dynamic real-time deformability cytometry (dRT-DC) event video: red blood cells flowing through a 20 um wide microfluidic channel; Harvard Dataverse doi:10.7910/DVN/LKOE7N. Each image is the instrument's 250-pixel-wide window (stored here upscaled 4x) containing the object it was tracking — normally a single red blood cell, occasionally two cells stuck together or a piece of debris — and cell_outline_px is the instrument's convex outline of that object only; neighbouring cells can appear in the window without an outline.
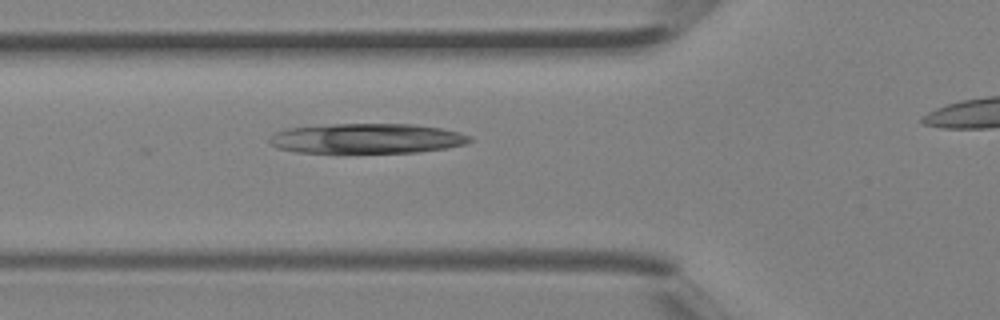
{"species": "Egyptian fruit bat (a non-hibernating species)", "species_latin": "Rousettus aegyptiacus", "temperature_condition": "room temperature", "stored_images_in_passage": 3, "segment_of_instrument_passage": [1, 2], "camera_frame_rate_fps": 3000, "um_per_image_px": 0.085, "animal": {"sex": "female"}, "frame": {"image": 1, "passage_image": 2, "time_ms": 0.333, "image_size_px": [1000, 320], "cell_outline_px": [[472, 140], [464, 144], [448, 148], [416, 152], [296, 152], [276, 148], [268, 140], [276, 132], [288, 128], [332, 124], [412, 124], [440, 128], [460, 132], [472, 136]], "centroid_in_image_um": [31.21, 11.77], "position_along_channel_um": 94.6, "area_um2": 34.8}}